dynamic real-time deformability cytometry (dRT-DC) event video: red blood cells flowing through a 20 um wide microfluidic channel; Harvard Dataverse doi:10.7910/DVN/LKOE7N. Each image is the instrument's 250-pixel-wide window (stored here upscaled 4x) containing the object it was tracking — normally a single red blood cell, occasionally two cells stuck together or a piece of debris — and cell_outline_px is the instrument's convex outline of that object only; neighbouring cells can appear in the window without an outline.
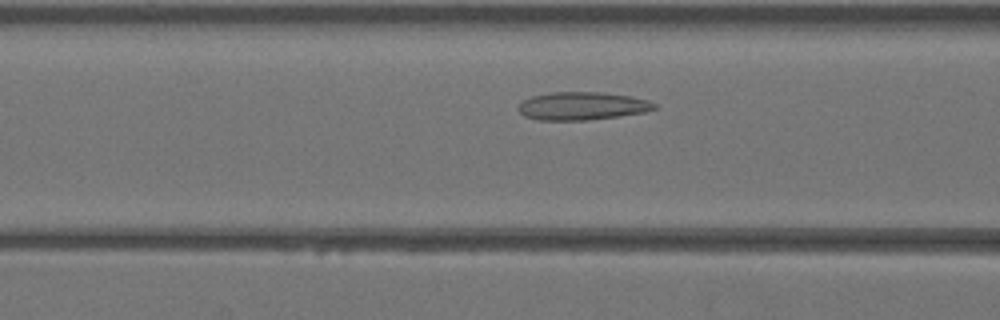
{"species": "Egyptian fruit bat (a non-hibernating species)", "species_latin": "Rousettus aegyptiacus", "temperature_condition": "warm", "stored_images_in_passage": 31, "camera_frame_rate_fps": 3000, "um_per_image_px": 0.085, "animal": {"sex": "female"}, "frame": {"image": 1, "passage_image": 5, "time_ms": 1.333, "image_size_px": [1000, 320], "cell_outline_px": [[656, 108], [644, 112], [620, 116], [588, 120], [536, 120], [524, 116], [516, 108], [524, 100], [532, 96], [552, 92], [600, 92], [632, 96], [648, 100], [656, 104]], "centroid_in_image_um": [49.48, 9.01], "position_along_channel_um": 117.1, "area_um2": 22.25}}
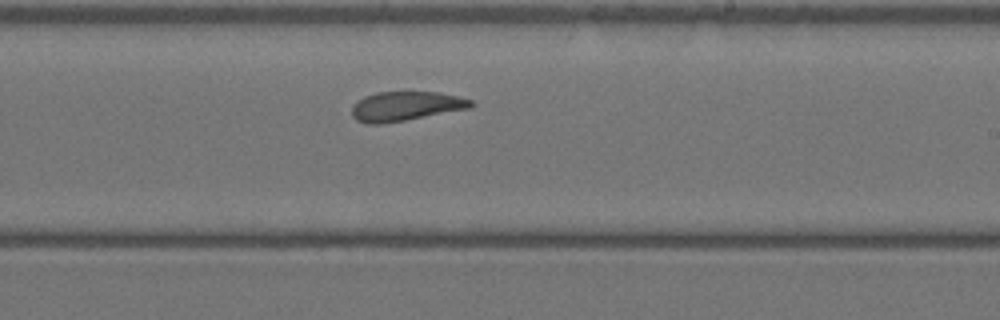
{"frame": {"image": 2, "passage_image": 14, "time_ms": 4.333, "image_size_px": [1000, 320], "cell_outline_px": [[476, 104], [472, 108], [404, 120], [380, 124], [368, 124], [356, 120], [352, 116], [352, 108], [356, 100], [364, 96], [376, 92], [440, 92], [472, 100]], "centroid_in_image_um": [34.48, 9.02], "position_along_channel_um": 254.5, "area_um2": 20.46}}
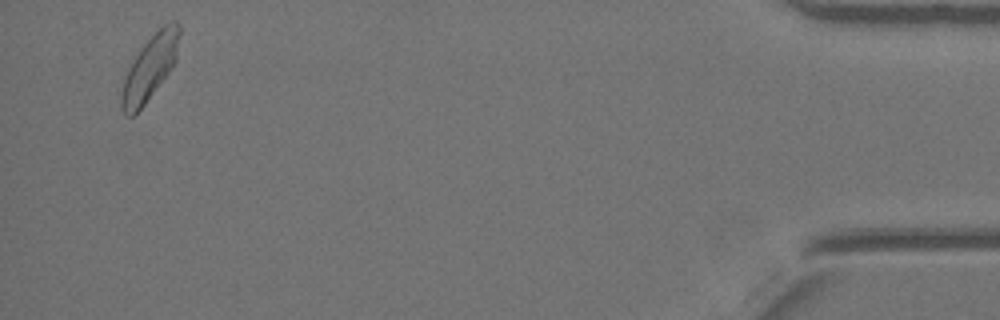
{"frame": {"image": 3, "passage_image": 30, "time_ms": 9.667, "image_size_px": [1000, 320], "cell_outline_px": [[180, 32], [176, 60], [168, 72], [144, 104], [132, 116], [124, 116], [120, 108], [120, 96], [124, 76], [132, 60], [144, 44], [164, 24], [172, 20], [176, 20], [180, 24]], "centroid_in_image_um": [12.71, 5.75], "position_along_channel_um": 422.5, "area_um2": 21.56}}